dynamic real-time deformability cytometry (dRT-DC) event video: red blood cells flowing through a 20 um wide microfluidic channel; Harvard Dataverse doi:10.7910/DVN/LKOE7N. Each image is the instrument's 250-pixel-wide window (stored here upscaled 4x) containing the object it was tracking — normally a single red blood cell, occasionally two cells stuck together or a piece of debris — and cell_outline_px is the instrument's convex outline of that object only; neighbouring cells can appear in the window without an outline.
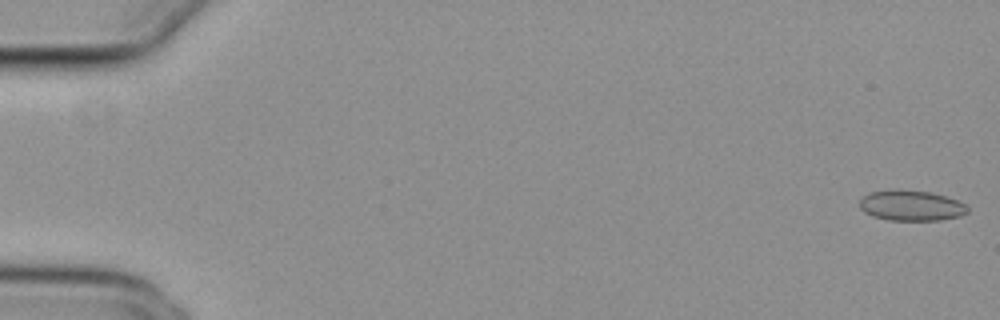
{"species": "common noctule bat (a hibernating species)", "species_latin": "Nyctalus noctula", "temperature_condition": "cold", "stored_images_in_passage": 55, "camera_frame_rate_fps": 3000, "um_per_image_px": 0.085, "animal": {"sex": "female", "body_mass_g": 29.2, "forearm_length_mm": 56.3}, "frame": {"image": 1, "passage_image": 1, "time_ms": 0.0, "image_size_px": [1000, 320], "cell_outline_px": [[968, 212], [960, 216], [940, 220], [888, 220], [872, 216], [864, 212], [860, 208], [860, 200], [868, 192], [932, 192], [956, 200], [964, 204], [968, 208]], "centroid_in_image_um": [77.47, 17.52], "position_along_channel_um": 7.5, "area_um2": 18.44}}
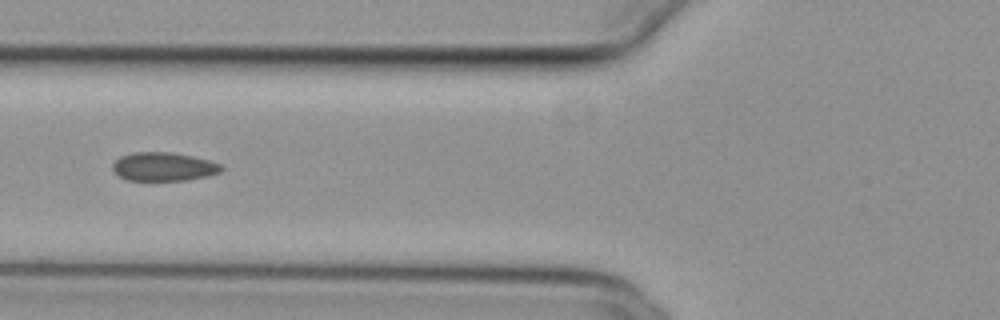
{"frame": {"image": 2, "passage_image": 22, "time_ms": 7.0, "image_size_px": [1000, 320], "cell_outline_px": [[224, 168], [220, 172], [208, 176], [188, 180], [128, 180], [120, 176], [112, 168], [112, 164], [120, 156], [132, 152], [172, 152], [192, 156], [208, 160], [220, 164]], "centroid_in_image_um": [13.91, 14.16], "position_along_channel_um": 111.9, "area_um2": 18.09}}
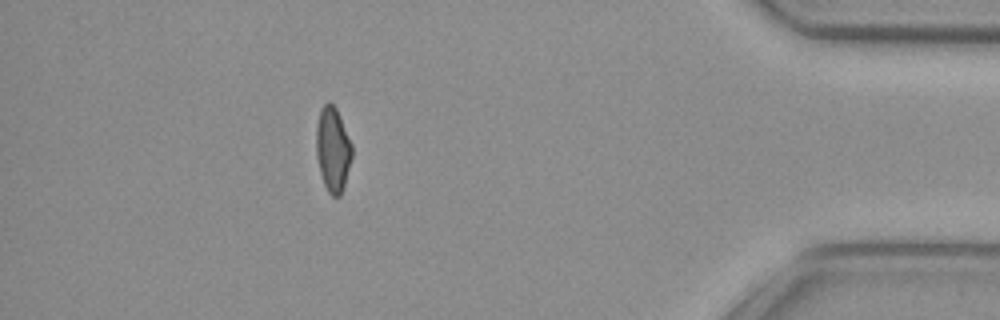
{"frame": {"image": 3, "passage_image": 49, "time_ms": 16.0, "image_size_px": [1000, 320], "cell_outline_px": [[352, 156], [344, 184], [340, 196], [332, 196], [328, 192], [324, 184], [320, 172], [316, 156], [316, 128], [320, 108], [328, 100], [336, 108], [352, 144]], "centroid_in_image_um": [28.27, 12.67], "position_along_channel_um": 406.9, "area_um2": 17.57}, "authors_computed_cell_mechanics": {"area_um2": 18.5538, "velocity_mm_per_s": 3.8129, "shape_relaxation_time_tau1_ms": null, "shape_relaxation_time_tau2_ms": 2.3148, "deformation_change_tau1": null, "deformation_change_tau2": 0.0534}}